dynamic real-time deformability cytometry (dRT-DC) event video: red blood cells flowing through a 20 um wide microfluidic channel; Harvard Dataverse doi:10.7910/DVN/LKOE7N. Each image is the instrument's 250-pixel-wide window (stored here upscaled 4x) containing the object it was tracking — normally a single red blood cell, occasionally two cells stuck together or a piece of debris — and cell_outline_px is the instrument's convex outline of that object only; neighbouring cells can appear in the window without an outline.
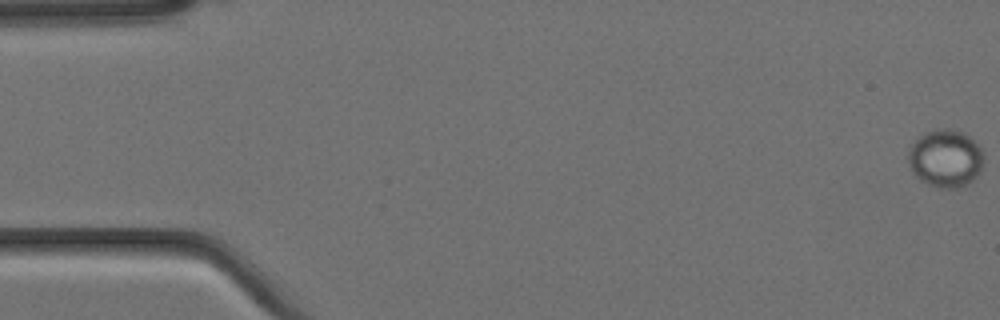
{"species": "Egyptian fruit bat (a non-hibernating species)", "species_latin": "Rousettus aegyptiacus", "temperature_condition": "cold", "stored_images_in_passage": 7, "camera_frame_rate_fps": 3000, "um_per_image_px": 0.085, "animal": {"sex": "female"}, "frame": {"image": 1, "passage_image": 1, "time_ms": 0.0, "image_size_px": [1000, 320], "cell_outline_px": [[984, 160], [980, 172], [972, 180], [956, 188], [940, 188], [928, 184], [920, 180], [912, 172], [908, 164], [908, 152], [912, 144], [924, 132], [940, 128], [948, 128], [960, 132], [968, 136], [984, 152]], "centroid_in_image_um": [80.35, 13.46], "position_along_channel_um": 4.6, "area_um2": 25.32}}
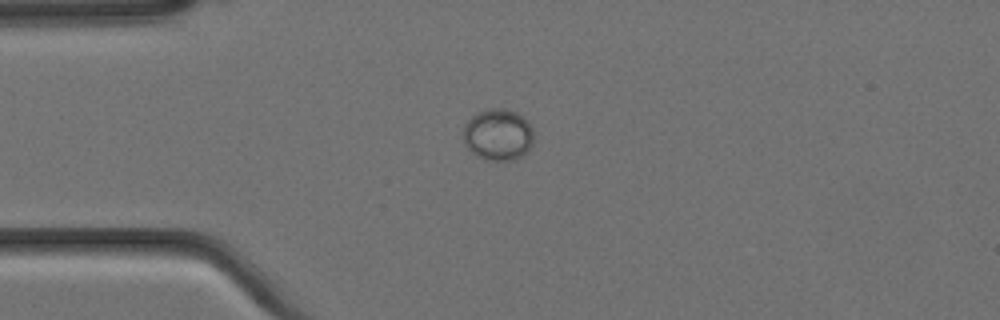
{"frame": {"image": 2, "passage_image": 5, "time_ms": 1.333, "image_size_px": [1000, 320], "cell_outline_px": [[532, 144], [528, 152], [524, 156], [516, 160], [488, 160], [476, 156], [464, 144], [464, 124], [472, 116], [480, 112], [492, 108], [504, 108], [516, 112], [532, 128]], "centroid_in_image_um": [42.33, 11.47], "position_along_channel_um": 42.7, "area_um2": 21.1}}